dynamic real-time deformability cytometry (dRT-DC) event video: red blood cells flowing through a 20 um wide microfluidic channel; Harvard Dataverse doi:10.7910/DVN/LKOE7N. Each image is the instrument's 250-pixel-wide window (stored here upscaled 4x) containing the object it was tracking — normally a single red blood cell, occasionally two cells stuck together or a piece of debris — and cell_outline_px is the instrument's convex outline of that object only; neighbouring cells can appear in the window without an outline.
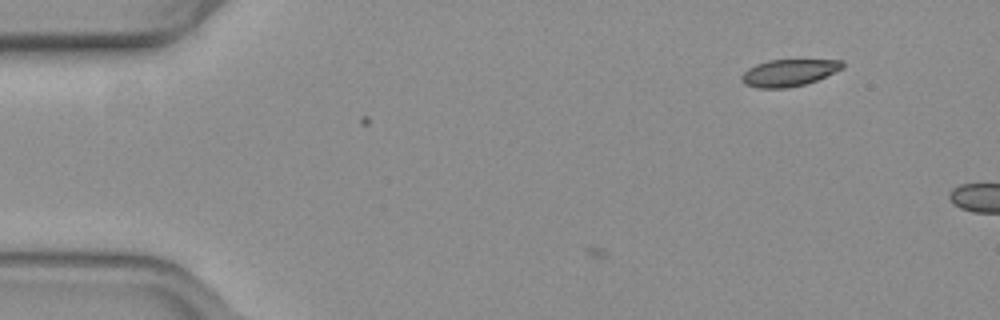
{"species": "common noctule bat (a hibernating species)", "species_latin": "Nyctalus noctula", "temperature_condition": "warm", "stored_images_in_passage": 8, "camera_frame_rate_fps": 3000, "um_per_image_px": 0.085, "animal": {"sex": "female", "body_mass_g": 19.3, "forearm_length_mm": 54.1}, "frame": {"image": 1, "passage_image": 8, "time_ms": 2.333, "image_size_px": [1000, 320], "cell_outline_px": [[844, 68], [816, 80], [804, 84], [788, 88], [756, 88], [744, 84], [740, 80], [740, 76], [748, 68], [756, 64], [768, 60], [844, 60]], "centroid_in_image_um": [67.03, 6.18], "position_along_channel_um": 18.0, "area_um2": 15.9}}